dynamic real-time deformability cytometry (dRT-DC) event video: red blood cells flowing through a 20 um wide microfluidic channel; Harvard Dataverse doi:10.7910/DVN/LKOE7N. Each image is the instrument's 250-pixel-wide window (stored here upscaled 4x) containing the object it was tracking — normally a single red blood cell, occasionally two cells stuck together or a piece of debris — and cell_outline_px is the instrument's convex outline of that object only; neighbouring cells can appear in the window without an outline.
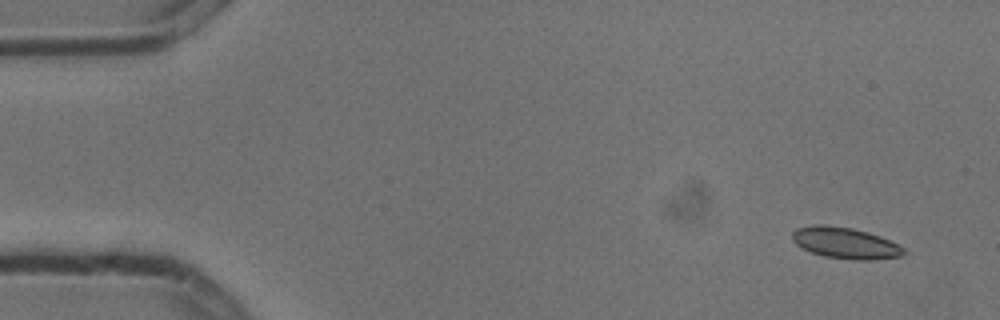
{"species": "common noctule bat (a hibernating species)", "species_latin": "Nyctalus noctula", "temperature_condition": "cold", "stored_images_in_passage": 5, "camera_frame_rate_fps": 3000, "um_per_image_px": 0.085, "animal": {"sex": "male", "body_mass_g": 13.3}, "frame": {"image": 1, "passage_image": 1, "time_ms": 0.0, "image_size_px": [1000, 320], "cell_outline_px": [[908, 252], [900, 256], [872, 260], [852, 260], [824, 256], [812, 252], [796, 244], [792, 240], [792, 232], [796, 228], [812, 224], [824, 224], [852, 228], [868, 232], [880, 236], [904, 248]], "centroid_in_image_um": [71.83, 20.65], "position_along_channel_um": 13.2, "area_um2": 20.35}}
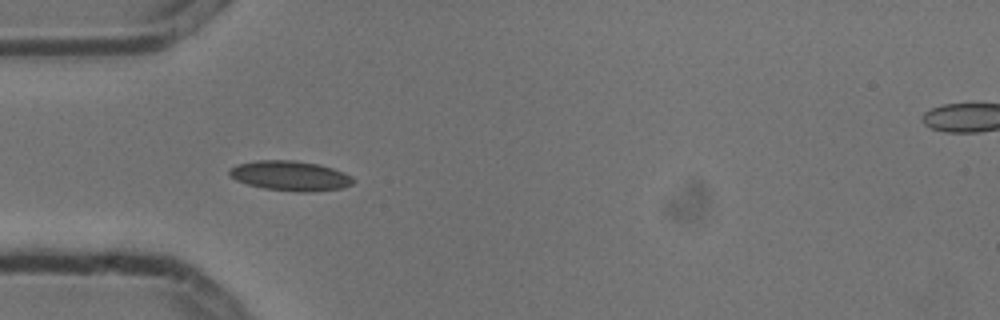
{"frame": {"image": 2, "passage_image": 4, "time_ms": 1.0, "image_size_px": [1000, 320], "cell_outline_px": [[356, 180], [352, 184], [344, 188], [308, 192], [296, 192], [264, 188], [248, 184], [236, 180], [228, 176], [228, 168], [236, 164], [256, 160], [292, 160], [320, 164], [344, 172], [352, 176]], "centroid_in_image_um": [24.66, 14.94], "position_along_channel_um": 60.3, "area_um2": 21.85}}
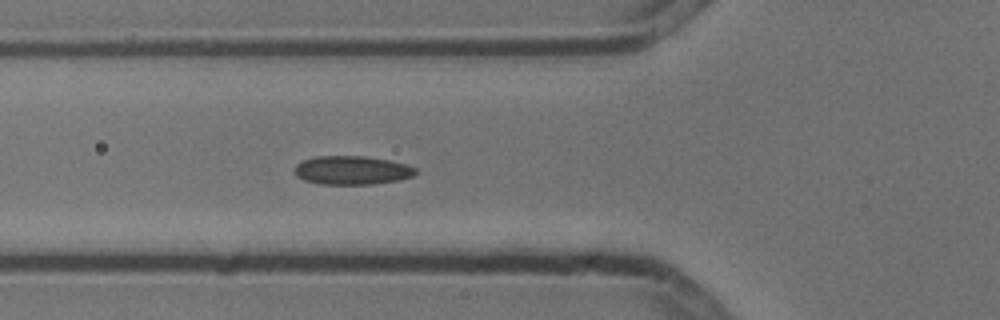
{"frame": {"image": 3, "passage_image": 5, "time_ms": 1.333, "image_size_px": [1000, 320], "cell_outline_px": [[420, 172], [412, 176], [400, 180], [372, 184], [320, 184], [304, 180], [296, 176], [296, 164], [312, 156], [368, 156], [388, 160], [404, 164], [416, 168]], "centroid_in_image_um": [29.94, 14.47], "position_along_channel_um": 95.9, "area_um2": 20.29}}